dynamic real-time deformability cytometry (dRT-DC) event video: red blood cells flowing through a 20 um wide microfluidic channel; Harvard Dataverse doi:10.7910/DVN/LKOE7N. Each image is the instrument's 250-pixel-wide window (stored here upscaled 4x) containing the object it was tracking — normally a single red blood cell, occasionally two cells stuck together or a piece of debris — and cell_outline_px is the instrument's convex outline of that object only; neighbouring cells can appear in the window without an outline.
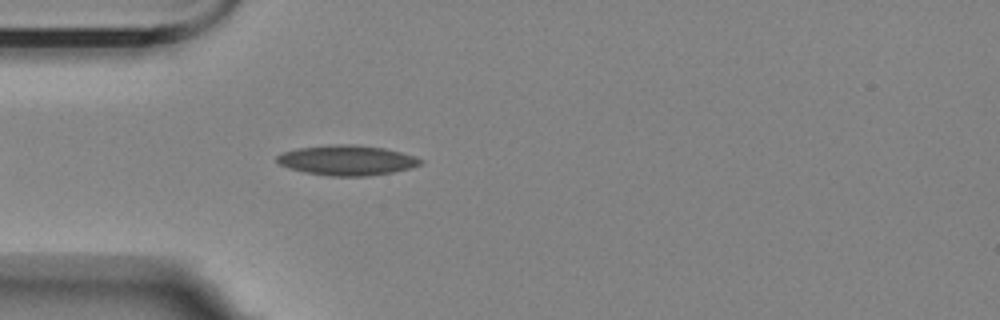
{"species": "Egyptian fruit bat (a non-hibernating species)", "species_latin": "Rousettus aegyptiacus", "temperature_condition": "room temperature", "stored_images_in_passage": 3, "camera_frame_rate_fps": 3000, "um_per_image_px": 0.085, "animal": {"sex": "female"}, "frame": {"image": 1, "passage_image": 3, "time_ms": 3.0, "image_size_px": [1000, 320], "cell_outline_px": [[424, 164], [412, 168], [392, 172], [368, 176], [332, 176], [304, 172], [288, 168], [280, 164], [276, 160], [276, 156], [284, 152], [296, 148], [336, 144], [352, 144], [384, 148], [416, 156], [424, 160]], "centroid_in_image_um": [29.53, 13.62], "position_along_channel_um": 55.5, "area_um2": 25.26}}